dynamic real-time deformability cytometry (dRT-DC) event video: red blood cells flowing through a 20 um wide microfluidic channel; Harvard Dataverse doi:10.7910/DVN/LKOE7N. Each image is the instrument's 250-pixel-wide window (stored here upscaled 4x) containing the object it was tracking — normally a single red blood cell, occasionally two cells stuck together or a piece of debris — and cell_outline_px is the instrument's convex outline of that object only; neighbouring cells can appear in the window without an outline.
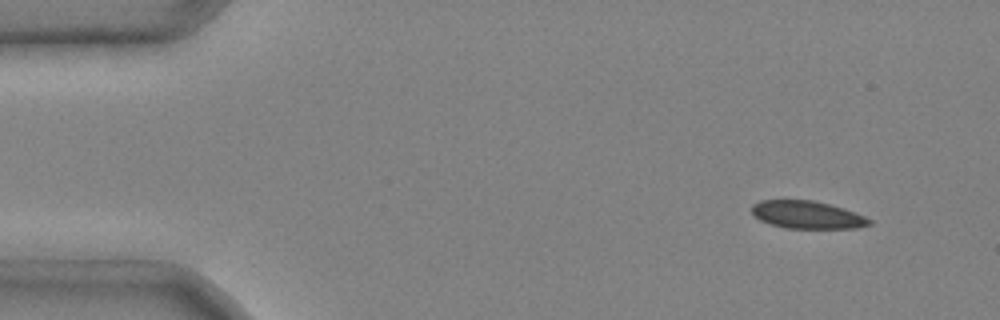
{"species": "common noctule bat (a hibernating species)", "species_latin": "Nyctalus noctula", "temperature_condition": "cold", "stored_images_in_passage": 4, "segment_of_instrument_passage": [2, 2], "camera_frame_rate_fps": 3000, "um_per_image_px": 0.085, "animal": {"sex": "male", "body_mass_g": 20.4}, "frame": {"image": 1, "passage_image": 4, "time_ms": 1.0, "image_size_px": [1000, 320], "cell_outline_px": [[872, 224], [856, 228], [784, 228], [760, 220], [752, 216], [752, 204], [760, 200], [812, 200], [844, 208], [864, 216], [872, 220]], "centroid_in_image_um": [68.59, 18.26], "position_along_channel_um": 16.4, "area_um2": 18.96}}